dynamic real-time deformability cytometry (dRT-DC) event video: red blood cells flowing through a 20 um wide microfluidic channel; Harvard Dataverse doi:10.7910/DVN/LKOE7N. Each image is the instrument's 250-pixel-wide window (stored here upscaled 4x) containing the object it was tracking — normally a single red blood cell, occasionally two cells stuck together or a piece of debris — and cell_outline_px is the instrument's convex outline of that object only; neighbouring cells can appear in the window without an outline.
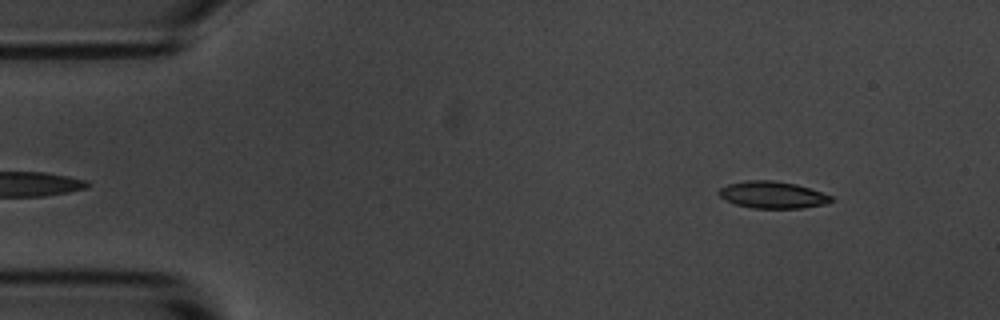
{"species": "common noctule bat (a hibernating species)", "species_latin": "Nyctalus noctula", "temperature_condition": "room temperature", "stored_images_in_passage": 2, "camera_frame_rate_fps": 3000, "um_per_image_px": 0.085, "animal": {"sex": "male", "body_mass_g": 20.1, "forearm_length_mm": 53.5}, "frame": {"image": 1, "passage_image": 2, "time_ms": 1.0, "image_size_px": [1000, 320], "cell_outline_px": [[836, 200], [828, 204], [800, 208], [752, 208], [736, 204], [720, 196], [720, 188], [728, 184], [748, 180], [776, 180], [796, 184], [832, 196]], "centroid_in_image_um": [65.73, 16.56], "position_along_channel_um": 19.3, "area_um2": 17.51}}